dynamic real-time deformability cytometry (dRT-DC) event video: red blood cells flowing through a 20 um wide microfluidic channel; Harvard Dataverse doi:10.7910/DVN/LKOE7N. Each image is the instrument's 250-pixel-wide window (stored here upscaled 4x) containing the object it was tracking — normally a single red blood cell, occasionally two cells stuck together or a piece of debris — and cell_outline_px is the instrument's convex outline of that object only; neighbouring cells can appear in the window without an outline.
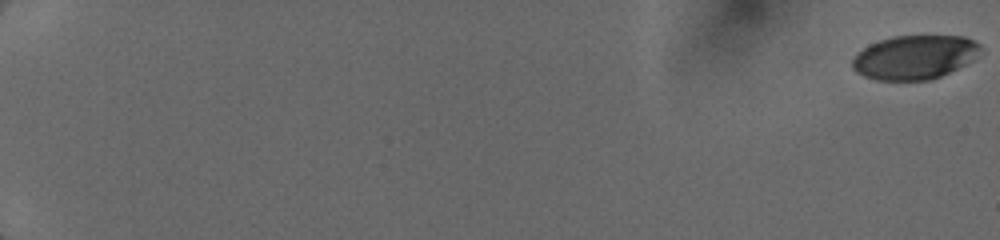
{"species": "human", "species_latin": "Homo sapiens", "temperature_condition": "cold", "stored_images_in_passage": 10, "camera_frame_rate_fps": 3000, "um_per_image_px": 0.085, "donor": {"sex": "female"}, "frame": {"image": 1, "passage_image": 1, "time_ms": 0.0, "image_size_px": [1000, 240], "cell_outline_px": [[980, 48], [964, 64], [940, 76], [928, 80], [876, 80], [864, 76], [856, 72], [852, 68], [852, 60], [856, 52], [868, 44], [892, 36], [964, 36], [980, 44]], "centroid_in_image_um": [77.63, 4.86], "position_along_channel_um": 7.4, "area_um2": 32.43}}
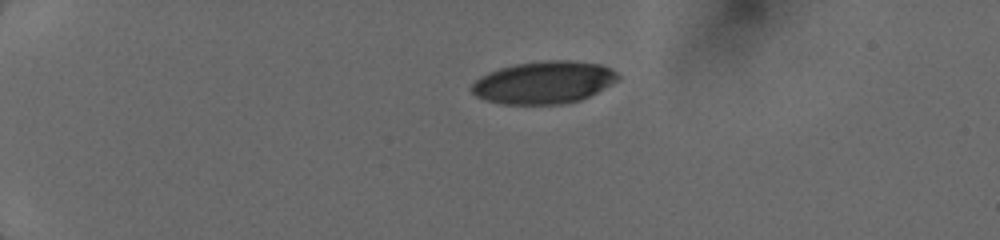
{"frame": {"image": 2, "passage_image": 7, "time_ms": 4.667, "image_size_px": [1000, 240], "cell_outline_px": [[620, 80], [580, 100], [560, 104], [504, 104], [488, 100], [476, 96], [468, 88], [480, 76], [488, 72], [500, 68], [516, 64], [544, 60], [568, 60], [600, 64], [616, 72], [620, 76]], "centroid_in_image_um": [46.21, 7.0], "position_along_channel_um": 38.8, "area_um2": 36.07}}
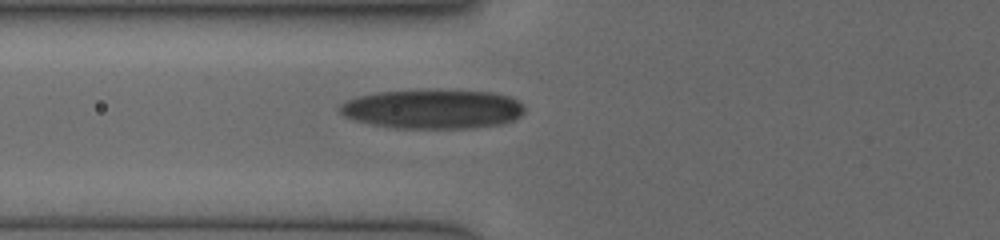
{"frame": {"image": 3, "passage_image": 10, "time_ms": 7.667, "image_size_px": [1000, 240], "cell_outline_px": [[524, 112], [520, 116], [512, 120], [500, 124], [468, 128], [400, 128], [372, 124], [356, 120], [344, 116], [336, 108], [344, 100], [356, 96], [376, 92], [436, 88], [440, 88], [492, 92], [508, 96], [524, 104]], "centroid_in_image_um": [36.75, 9.23], "position_along_channel_um": 89.1, "area_um2": 43.12}}